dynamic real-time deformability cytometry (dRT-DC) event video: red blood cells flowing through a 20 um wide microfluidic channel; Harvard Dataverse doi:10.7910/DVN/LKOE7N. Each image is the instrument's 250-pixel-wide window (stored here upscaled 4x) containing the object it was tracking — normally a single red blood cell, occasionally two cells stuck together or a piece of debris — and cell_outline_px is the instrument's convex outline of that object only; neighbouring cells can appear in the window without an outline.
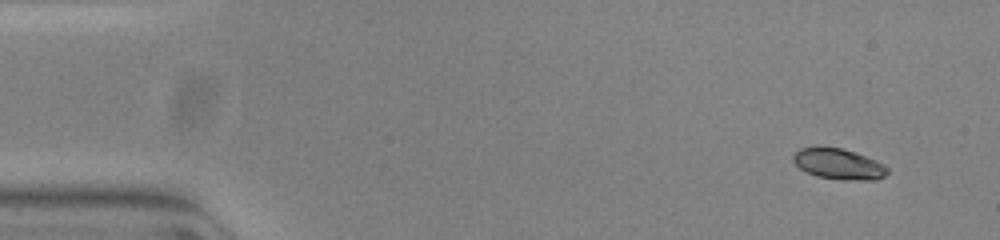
{"species": "common noctule bat (a hibernating species)", "species_latin": "Nyctalus noctula", "temperature_condition": "warm", "stored_images_in_passage": 51, "camera_frame_rate_fps": 3000, "um_per_image_px": 0.085, "animal": {"sex": "female", "body_mass_g": 23.0, "forearm_length_mm": 53.4}, "frame": {"image": 1, "passage_image": 1, "time_ms": 0.0, "image_size_px": [1000, 240], "cell_outline_px": [[888, 172], [884, 176], [876, 180], [864, 180], [816, 176], [800, 168], [792, 160], [792, 156], [800, 148], [840, 148], [876, 160], [884, 164], [888, 168]], "centroid_in_image_um": [71.3, 13.94], "position_along_channel_um": 13.7, "area_um2": 16.24}}
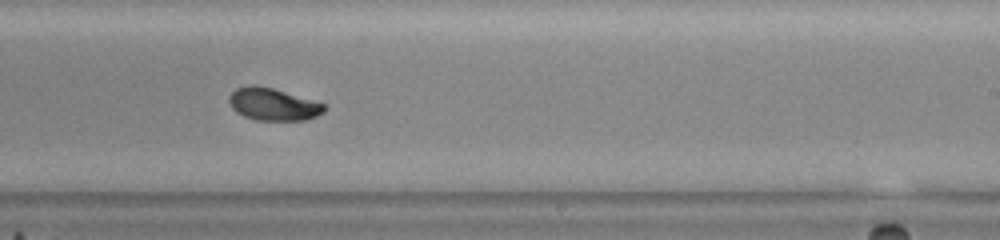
{"frame": {"image": 2, "passage_image": 30, "time_ms": 9.667, "image_size_px": [1000, 240], "cell_outline_px": [[328, 108], [324, 112], [316, 116], [304, 120], [256, 120], [244, 116], [236, 112], [232, 108], [228, 100], [228, 96], [236, 88], [248, 84], [256, 84], [272, 88], [324, 104]], "centroid_in_image_um": [23.17, 8.86], "position_along_channel_um": 265.8, "area_um2": 17.92}}
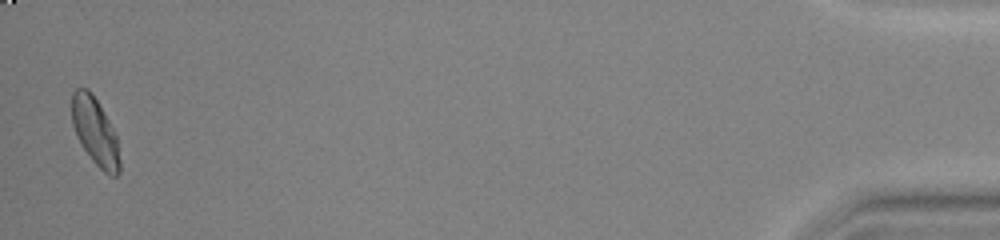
{"frame": {"image": 3, "passage_image": 50, "time_ms": 16.333, "image_size_px": [1000, 240], "cell_outline_px": [[120, 172], [116, 176], [112, 176], [104, 172], [92, 160], [76, 136], [72, 124], [72, 92], [76, 88], [88, 88], [92, 92], [108, 120], [116, 136], [120, 160]], "centroid_in_image_um": [8.08, 11.17], "position_along_channel_um": 427.1, "area_um2": 18.67}, "authors_computed_cell_mechanics": {"area_um2": 18.0914, "velocity_mm_per_s": 3.8337, "shape_relaxation_time_tau1_ms": 4.4004, "shape_relaxation_time_tau2_ms": 1.406, "deformation_change_tau1": 0.1506, "deformation_change_tau2": 0.0437}}